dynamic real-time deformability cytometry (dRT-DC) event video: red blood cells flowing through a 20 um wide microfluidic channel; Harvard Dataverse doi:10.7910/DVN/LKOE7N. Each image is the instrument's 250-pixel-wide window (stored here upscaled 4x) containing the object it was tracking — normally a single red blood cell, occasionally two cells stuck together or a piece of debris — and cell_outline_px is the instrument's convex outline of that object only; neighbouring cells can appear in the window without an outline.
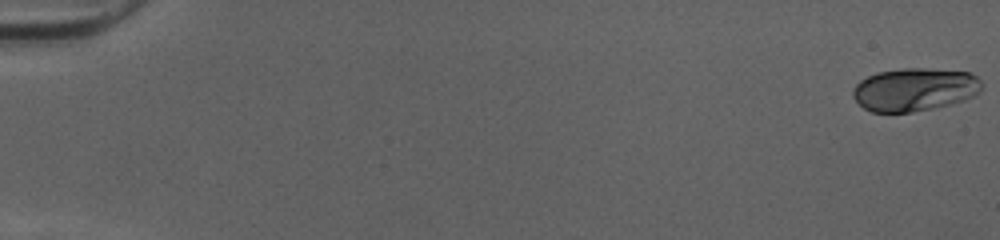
{"species": "human", "species_latin": "Homo sapiens", "temperature_condition": "cold", "stored_images_in_passage": 52, "camera_frame_rate_fps": 3000, "um_per_image_px": 0.085, "donor": {"sex": "female"}, "frame": {"image": 1, "passage_image": 1, "time_ms": 0.0, "image_size_px": [1000, 240], "cell_outline_px": [[980, 92], [964, 100], [952, 104], [912, 112], [872, 112], [864, 108], [852, 96], [852, 92], [856, 84], [860, 80], [876, 72], [900, 68], [924, 68], [968, 72], [976, 76], [980, 80]], "centroid_in_image_um": [77.71, 7.6], "position_along_channel_um": 7.3, "area_um2": 32.31}}
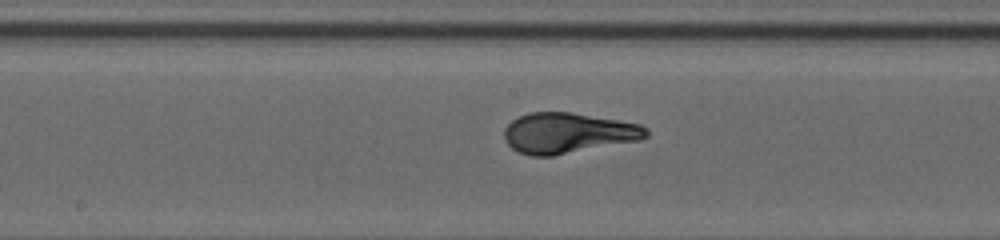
{"frame": {"image": 2, "passage_image": 29, "time_ms": 9.333, "image_size_px": [1000, 240], "cell_outline_px": [[648, 136], [640, 140], [552, 156], [532, 156], [516, 152], [504, 140], [504, 128], [512, 120], [528, 112], [572, 112], [640, 124], [648, 128]], "centroid_in_image_um": [48.26, 11.31], "position_along_channel_um": 199.9, "area_um2": 33.64}}
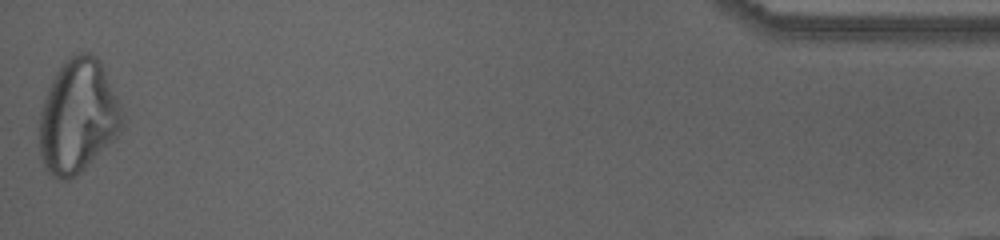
{"frame": {"image": 3, "passage_image": 52, "time_ms": 17.0, "image_size_px": [1000, 240], "cell_outline_px": [[124, 124], [120, 132], [76, 176], [68, 180], [64, 180], [52, 176], [44, 168], [40, 152], [40, 112], [48, 88], [56, 72], [76, 52], [92, 52], [104, 64], [124, 112]], "centroid_in_image_um": [6.66, 9.86], "position_along_channel_um": 428.5, "area_um2": 55.03}, "authors_computed_cell_mechanics": {"area_um2": 33.235, "velocity_mm_per_s": 4.0529, "shape_relaxation_time_tau1_ms": 4.1785, "shape_relaxation_time_tau2_ms": null, "deformation_change_tau1": 0.1973, "deformation_change_tau2": null}}